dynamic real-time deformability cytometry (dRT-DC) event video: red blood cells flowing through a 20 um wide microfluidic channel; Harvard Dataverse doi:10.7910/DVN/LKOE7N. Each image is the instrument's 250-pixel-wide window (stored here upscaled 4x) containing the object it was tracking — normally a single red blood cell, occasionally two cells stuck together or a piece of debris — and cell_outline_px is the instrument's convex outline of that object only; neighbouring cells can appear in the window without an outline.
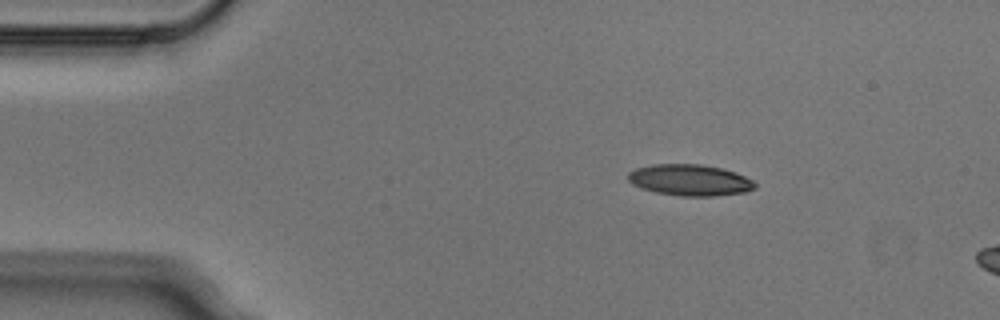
{"species": "Egyptian fruit bat (a non-hibernating species)", "species_latin": "Rousettus aegyptiacus", "temperature_condition": "cold", "stored_images_in_passage": 3, "camera_frame_rate_fps": 3000, "um_per_image_px": 0.085, "animal": {"sex": "male"}, "frame": {"image": 1, "passage_image": 1, "time_ms": 0.0, "image_size_px": [1000, 320], "cell_outline_px": [[756, 188], [744, 192], [716, 196], [680, 196], [656, 192], [640, 188], [632, 184], [628, 180], [628, 172], [636, 168], [652, 164], [700, 164], [720, 168], [736, 172], [752, 180], [756, 184]], "centroid_in_image_um": [58.62, 15.31], "position_along_channel_um": 26.4, "area_um2": 23.18}}